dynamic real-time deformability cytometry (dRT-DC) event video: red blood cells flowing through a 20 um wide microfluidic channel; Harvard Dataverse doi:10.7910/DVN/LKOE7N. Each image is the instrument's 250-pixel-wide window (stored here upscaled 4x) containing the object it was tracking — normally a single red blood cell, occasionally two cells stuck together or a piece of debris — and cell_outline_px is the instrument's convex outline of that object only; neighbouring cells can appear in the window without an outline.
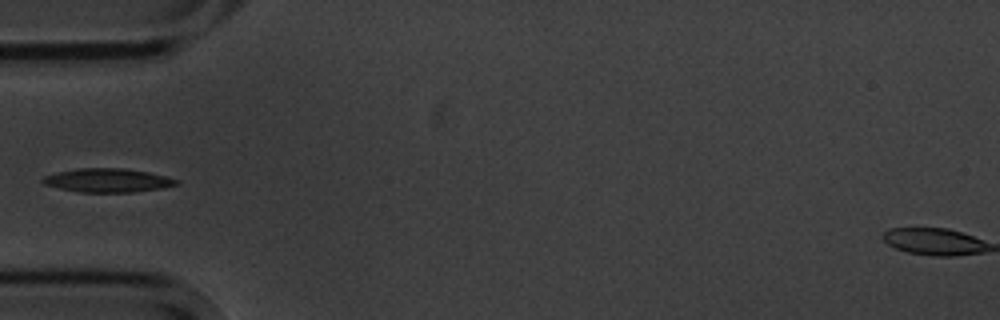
{"species": "common noctule bat (a hibernating species)", "species_latin": "Nyctalus noctula", "temperature_condition": "cold", "stored_images_in_passage": 6, "camera_frame_rate_fps": 3000, "um_per_image_px": 0.085, "animal": {"sex": "male", "body_mass_g": 20.1, "forearm_length_mm": 53.5}, "frame": {"image": 1, "passage_image": 4, "time_ms": 4.333, "image_size_px": [1000, 320], "cell_outline_px": [[180, 184], [160, 188], [132, 192], [80, 192], [60, 188], [44, 184], [40, 180], [44, 176], [56, 172], [76, 168], [124, 168], [148, 172], [180, 180]], "centroid_in_image_um": [9.13, 15.32], "position_along_channel_um": 75.9, "area_um2": 18.44}}
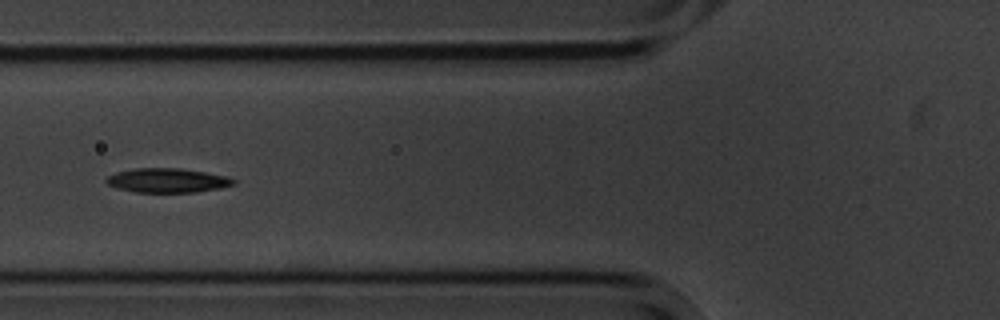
{"frame": {"image": 2, "passage_image": 5, "time_ms": 5.333, "image_size_px": [1000, 320], "cell_outline_px": [[236, 184], [220, 188], [196, 192], [136, 192], [116, 188], [108, 184], [104, 180], [108, 176], [116, 172], [136, 168], [180, 168], [204, 172], [224, 176], [236, 180]], "centroid_in_image_um": [14.21, 15.34], "position_along_channel_um": 111.6, "area_um2": 17.92}}
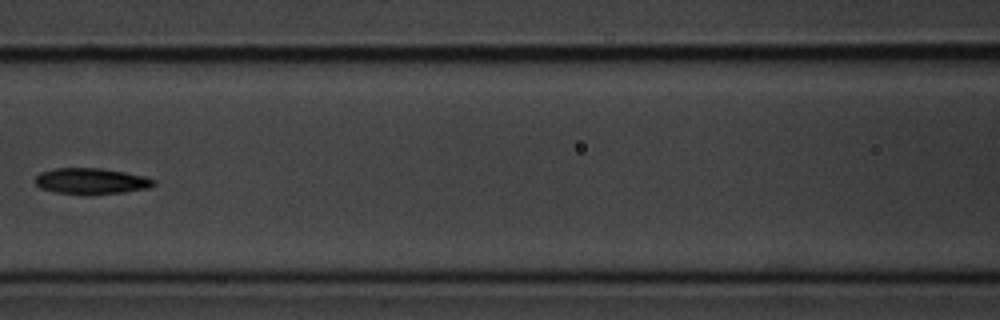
{"frame": {"image": 3, "passage_image": 6, "time_ms": 6.667, "image_size_px": [1000, 320], "cell_outline_px": [[156, 184], [148, 188], [120, 192], [88, 196], [56, 192], [40, 188], [36, 184], [36, 176], [40, 172], [56, 168], [100, 168], [124, 172], [144, 176], [156, 180]], "centroid_in_image_um": [7.74, 15.41], "position_along_channel_um": 158.9, "area_um2": 18.09}}